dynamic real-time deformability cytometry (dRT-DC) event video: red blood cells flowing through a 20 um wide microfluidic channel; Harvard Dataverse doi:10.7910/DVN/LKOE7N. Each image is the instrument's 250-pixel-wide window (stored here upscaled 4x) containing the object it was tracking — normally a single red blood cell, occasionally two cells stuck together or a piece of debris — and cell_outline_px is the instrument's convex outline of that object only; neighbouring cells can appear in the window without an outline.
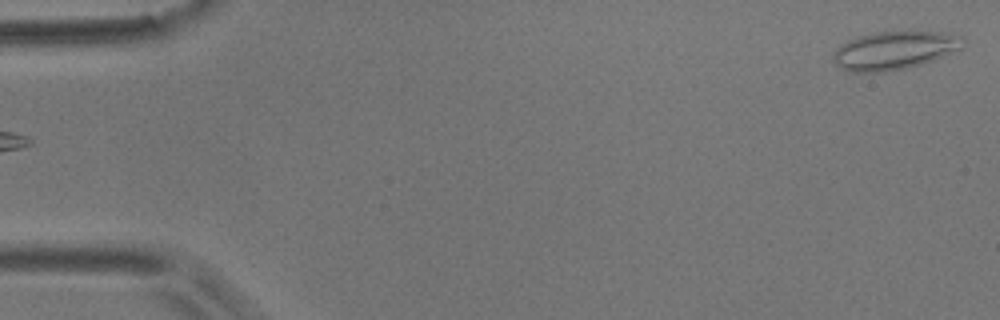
{"species": "common noctule bat (a hibernating species)", "species_latin": "Nyctalus noctula", "temperature_condition": "room temperature", "stored_images_in_passage": 5, "camera_frame_rate_fps": 3000, "um_per_image_px": 0.085, "animal": {"sex": "male", "body_mass_g": 17.9}, "frame": {"image": 1, "passage_image": 5, "time_ms": 1.333, "image_size_px": [1000, 320], "cell_outline_px": [[964, 48], [960, 52], [920, 64], [904, 68], [884, 72], [848, 72], [840, 68], [832, 60], [832, 52], [840, 44], [848, 40], [872, 32], [948, 32], [964, 36]], "centroid_in_image_um": [76.06, 4.28], "position_along_channel_um": 8.9, "area_um2": 29.48}}